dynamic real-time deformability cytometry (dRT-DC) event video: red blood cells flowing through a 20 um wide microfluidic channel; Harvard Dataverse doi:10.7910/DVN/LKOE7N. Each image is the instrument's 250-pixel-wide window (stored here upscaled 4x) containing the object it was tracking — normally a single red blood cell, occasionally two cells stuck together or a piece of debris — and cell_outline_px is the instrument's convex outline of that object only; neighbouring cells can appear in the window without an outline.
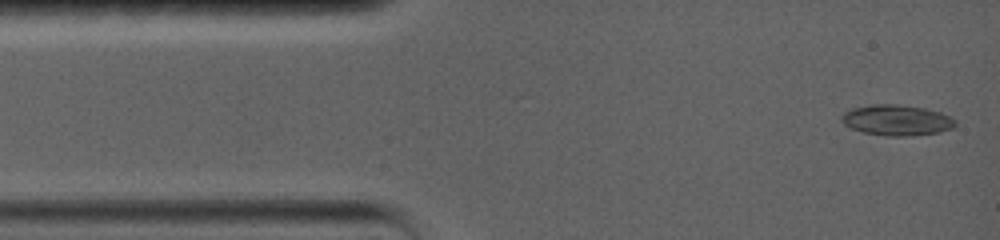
{"species": "common noctule bat (a hibernating species)", "species_latin": "Nyctalus noctula", "temperature_condition": "warm", "stored_images_in_passage": 38, "camera_frame_rate_fps": 5000, "um_per_image_px": 0.085, "animal": {"sex": "female", "body_mass_g": 19.0, "forearm_length_mm": 56.7}, "frame": {"image": 1, "passage_image": 1, "time_ms": 0.0, "image_size_px": [1000, 240], "cell_outline_px": [[956, 124], [952, 128], [936, 132], [904, 136], [888, 136], [864, 132], [852, 128], [844, 124], [840, 120], [840, 116], [844, 112], [852, 108], [872, 104], [896, 104], [924, 108], [940, 112], [956, 120]], "centroid_in_image_um": [76.18, 10.2], "position_along_channel_um": 8.8, "area_um2": 20.11}}
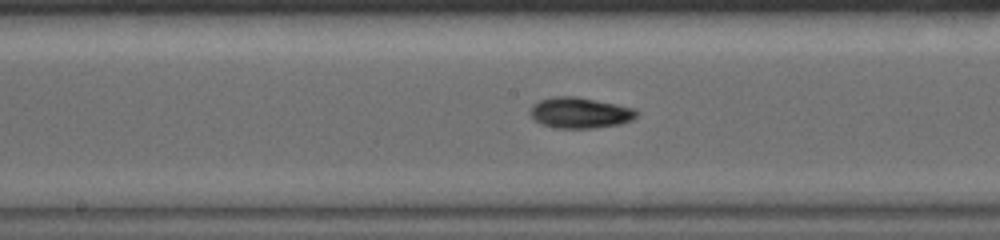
{"frame": {"image": 2, "passage_image": 16, "time_ms": 7.2, "image_size_px": [1000, 240], "cell_outline_px": [[640, 112], [632, 120], [620, 124], [596, 128], [552, 128], [540, 124], [532, 116], [532, 104], [540, 100], [552, 96], [576, 96], [636, 108]], "centroid_in_image_um": [49.33, 9.59], "position_along_channel_um": 198.9, "area_um2": 19.25}}
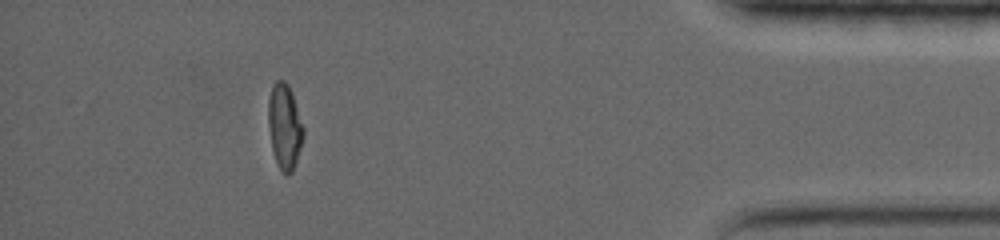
{"frame": {"image": 3, "passage_image": 31, "time_ms": 14.6, "image_size_px": [1000, 240], "cell_outline_px": [[304, 132], [300, 148], [292, 172], [284, 176], [276, 164], [272, 148], [268, 128], [268, 100], [272, 84], [276, 80], [284, 80], [288, 84], [292, 92], [304, 128]], "centroid_in_image_um": [24.17, 10.74], "position_along_channel_um": 411.0, "area_um2": 17.57}, "authors_computed_cell_mechanics": {"area_um2": 18.0336, "velocity_mm_per_s": 3.6028, "shape_relaxation_time_tau1_ms": 7.6071, "shape_relaxation_time_tau2_ms": 2.7294, "deformation_change_tau1": 0.229, "deformation_change_tau2": 0.0601}}